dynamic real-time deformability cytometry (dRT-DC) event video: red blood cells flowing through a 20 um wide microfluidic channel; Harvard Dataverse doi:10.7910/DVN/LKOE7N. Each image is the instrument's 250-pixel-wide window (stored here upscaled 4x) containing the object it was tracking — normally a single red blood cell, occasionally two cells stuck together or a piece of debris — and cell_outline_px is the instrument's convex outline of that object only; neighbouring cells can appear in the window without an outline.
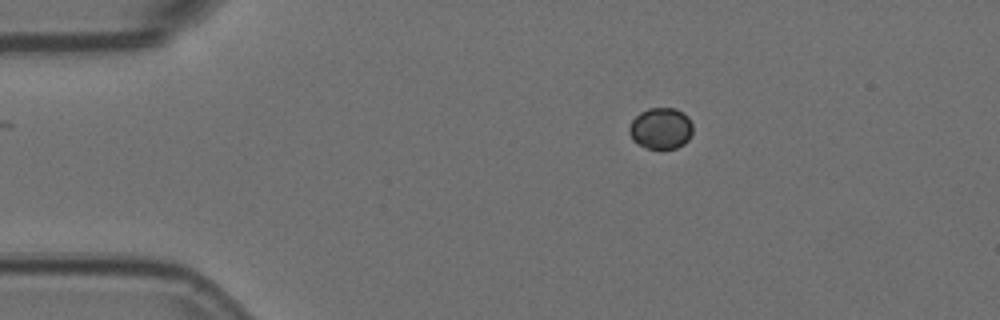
{"species": "Egyptian fruit bat (a non-hibernating species)", "species_latin": "Rousettus aegyptiacus", "temperature_condition": "room temperature", "stored_images_in_passage": 7, "camera_frame_rate_fps": 3000, "um_per_image_px": 0.085, "animal": {"sex": "female"}, "frame": {"image": 1, "passage_image": 7, "time_ms": 2.0, "image_size_px": [1000, 320], "cell_outline_px": [[692, 132], [688, 140], [684, 144], [676, 148], [648, 148], [636, 144], [632, 140], [628, 132], [628, 128], [632, 120], [640, 112], [648, 108], [676, 108], [684, 112], [688, 116], [692, 124]], "centroid_in_image_um": [56.16, 10.9], "position_along_channel_um": 28.8, "area_um2": 15.49}}